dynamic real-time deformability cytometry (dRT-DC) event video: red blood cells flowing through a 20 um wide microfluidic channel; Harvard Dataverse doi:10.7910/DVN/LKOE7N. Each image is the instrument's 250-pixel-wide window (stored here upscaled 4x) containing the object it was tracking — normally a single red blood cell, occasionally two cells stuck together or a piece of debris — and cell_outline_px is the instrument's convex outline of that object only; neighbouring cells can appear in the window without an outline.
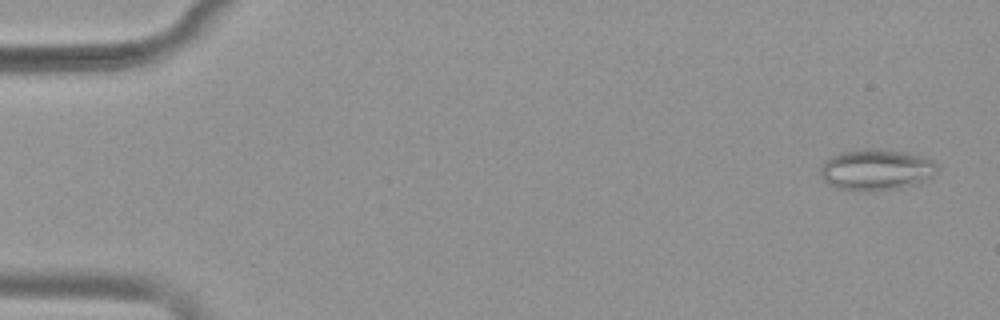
{"species": "common noctule bat (a hibernating species)", "species_latin": "Nyctalus noctula", "temperature_condition": "warm", "stored_images_in_passage": 51, "camera_frame_rate_fps": 3000, "um_per_image_px": 0.085, "animal": {"sex": "female", "body_mass_g": 19.9}, "frame": {"image": 1, "passage_image": 2, "time_ms": 0.333, "image_size_px": [1000, 320], "cell_outline_px": [[940, 168], [928, 180], [920, 184], [880, 192], [860, 192], [836, 188], [828, 184], [820, 176], [820, 168], [824, 160], [840, 152], [864, 148], [884, 148], [908, 152], [932, 160]], "centroid_in_image_um": [74.49, 14.44], "position_along_channel_um": 10.5, "area_um2": 29.07}}
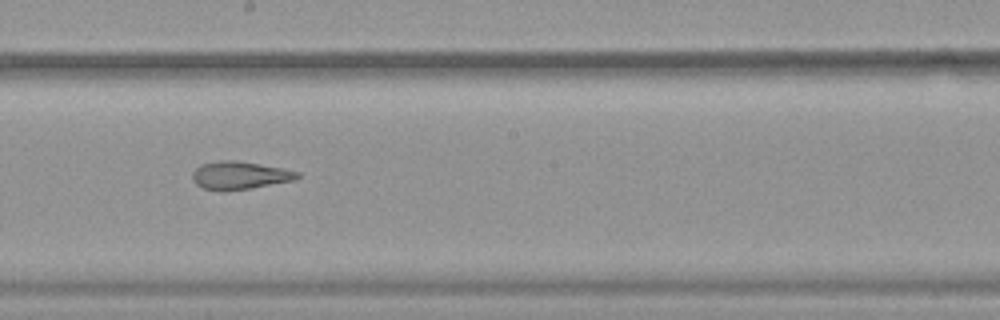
{"frame": {"image": 2, "passage_image": 29, "time_ms": 9.333, "image_size_px": [1000, 320], "cell_outline_px": [[300, 176], [296, 180], [252, 188], [220, 192], [204, 188], [196, 184], [192, 180], [192, 172], [200, 164], [220, 160], [236, 160], [284, 168], [300, 172]], "centroid_in_image_um": [20.38, 14.91], "position_along_channel_um": 227.8, "area_um2": 17.4}}
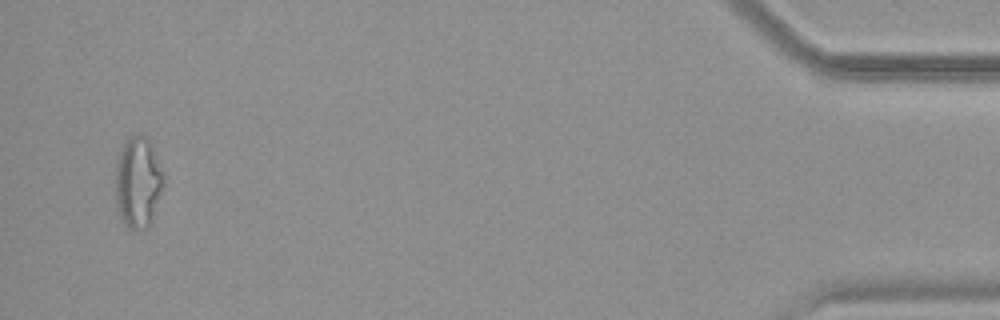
{"frame": {"image": 3, "passage_image": 50, "time_ms": 16.333, "image_size_px": [1000, 320], "cell_outline_px": [[164, 184], [152, 224], [148, 228], [128, 228], [120, 220], [116, 212], [116, 164], [120, 152], [124, 144], [132, 136], [148, 136], [152, 144], [164, 172]], "centroid_in_image_um": [11.75, 15.55], "position_along_channel_um": 423.4, "area_um2": 25.95}, "authors_computed_cell_mechanics": {"area_um2": 21.675, "velocity_mm_per_s": 3.9138, "shape_relaxation_time_tau1_ms": null, "shape_relaxation_time_tau2_ms": 2.2629, "deformation_change_tau1": null, "deformation_change_tau2": 0.1264}}